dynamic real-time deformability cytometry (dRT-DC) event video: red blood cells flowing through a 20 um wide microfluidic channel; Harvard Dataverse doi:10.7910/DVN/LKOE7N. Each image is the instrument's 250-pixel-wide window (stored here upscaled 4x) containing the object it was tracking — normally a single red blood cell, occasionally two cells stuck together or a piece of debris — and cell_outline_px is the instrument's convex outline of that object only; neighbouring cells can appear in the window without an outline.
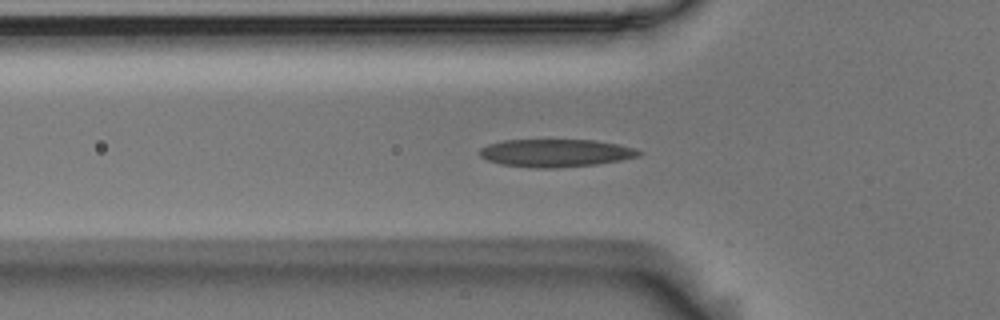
{"species": "Egyptian fruit bat (a non-hibernating species)", "species_latin": "Rousettus aegyptiacus", "temperature_condition": "room temperature", "stored_images_in_passage": 54, "camera_frame_rate_fps": 3000, "um_per_image_px": 0.085, "animal": {"sex": "male"}, "frame": {"image": 1, "passage_image": 17, "time_ms": 5.333, "image_size_px": [1000, 320], "cell_outline_px": [[644, 152], [640, 156], [620, 160], [596, 164], [556, 168], [536, 168], [500, 164], [488, 160], [480, 156], [480, 148], [488, 144], [504, 140], [596, 140], [620, 144], [636, 148]], "centroid_in_image_um": [47.27, 13.0], "position_along_channel_um": 78.5, "area_um2": 25.89}}
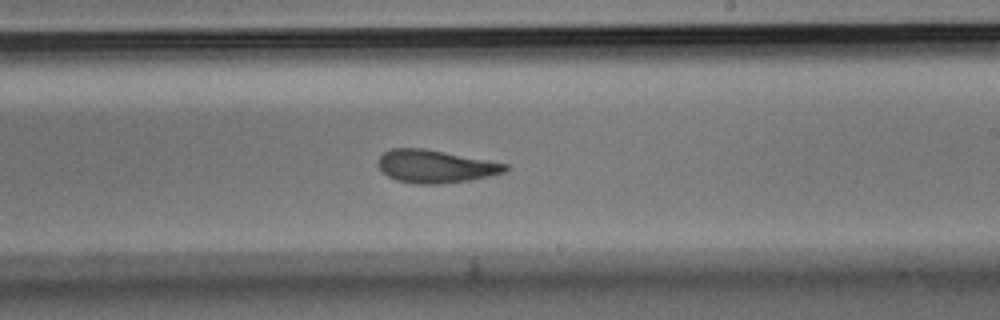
{"frame": {"image": 2, "passage_image": 31, "time_ms": 10.0, "image_size_px": [1000, 320], "cell_outline_px": [[508, 168], [504, 172], [472, 180], [440, 184], [416, 184], [396, 180], [388, 176], [376, 164], [376, 160], [384, 152], [392, 148], [424, 148], [508, 164]], "centroid_in_image_um": [36.97, 14.14], "position_along_channel_um": 252.0, "area_um2": 24.33}}
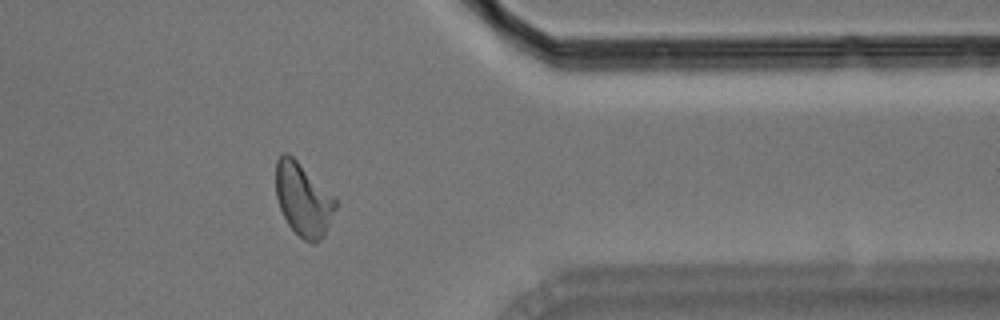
{"frame": {"image": 3, "passage_image": 43, "time_ms": 14.0, "image_size_px": [1000, 320], "cell_outline_px": [[336, 208], [324, 236], [320, 240], [312, 244], [304, 240], [288, 224], [280, 208], [276, 196], [276, 160], [284, 152], [288, 152], [336, 200]], "centroid_in_image_um": [25.75, 16.98], "position_along_channel_um": 385.7, "area_um2": 24.8}, "authors_computed_cell_mechanics": {"area_um2": 24.8251, "velocity_mm_per_s": 3.7018, "shape_relaxation_time_tau1_ms": 5.9346, "shape_relaxation_time_tau2_ms": 2.8278, "deformation_change_tau1": 0.1884, "deformation_change_tau2": 0.0882}}